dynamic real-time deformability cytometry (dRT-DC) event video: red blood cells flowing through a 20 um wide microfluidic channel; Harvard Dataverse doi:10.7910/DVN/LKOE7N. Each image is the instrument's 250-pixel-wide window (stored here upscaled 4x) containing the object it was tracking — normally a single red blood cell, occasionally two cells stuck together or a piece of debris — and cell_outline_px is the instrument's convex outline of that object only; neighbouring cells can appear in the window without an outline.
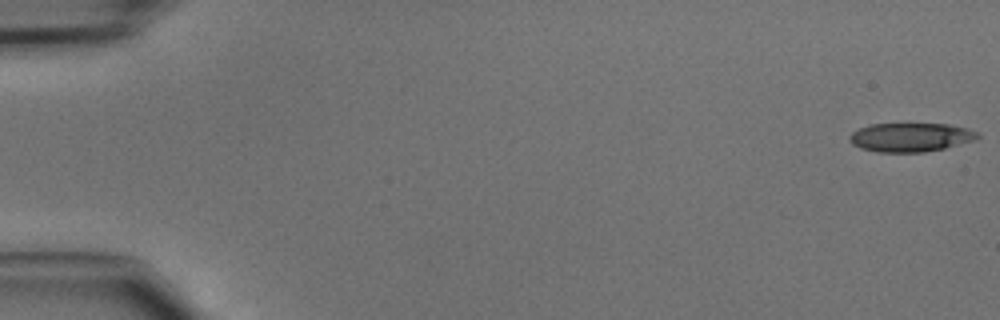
{"species": "common noctule bat (a hibernating species)", "species_latin": "Nyctalus noctula", "temperature_condition": "cold", "stored_images_in_passage": 47, "camera_frame_rate_fps": 3000, "um_per_image_px": 0.085, "animal": {"sex": "male", "body_mass_g": 15.6}, "frame": {"image": 1, "passage_image": 1, "time_ms": 0.0, "image_size_px": [1000, 320], "cell_outline_px": [[980, 136], [976, 140], [944, 148], [924, 152], [880, 152], [860, 148], [852, 144], [848, 140], [848, 136], [852, 132], [860, 128], [872, 124], [948, 124], [968, 128], [980, 132]], "centroid_in_image_um": [77.42, 11.67], "position_along_channel_um": 7.6, "area_um2": 21.62}}
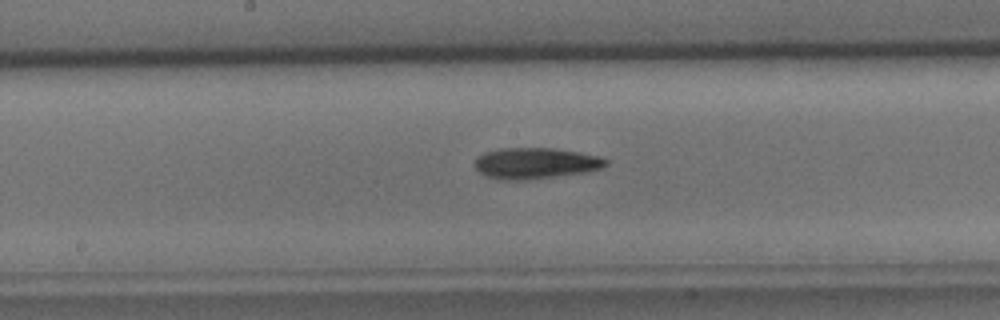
{"frame": {"image": 2, "passage_image": 25, "time_ms": 8.0, "image_size_px": [1000, 320], "cell_outline_px": [[608, 164], [600, 168], [588, 172], [524, 180], [504, 180], [488, 176], [480, 172], [472, 164], [476, 156], [484, 152], [500, 148], [552, 148], [580, 152], [600, 156], [608, 160]], "centroid_in_image_um": [45.5, 13.86], "position_along_channel_um": 202.7, "area_um2": 23.87}}
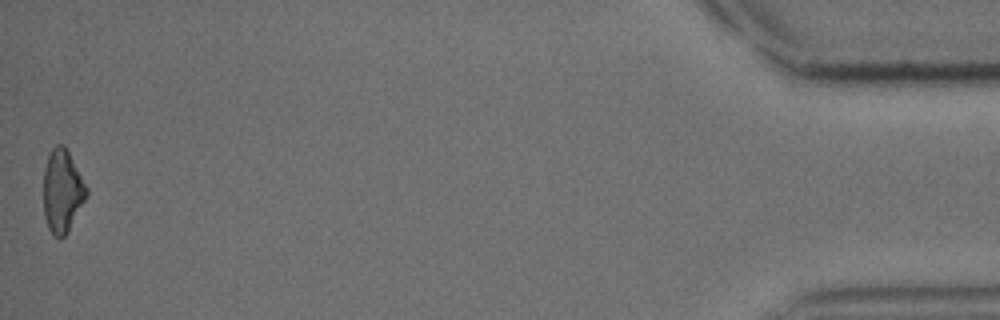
{"frame": {"image": 3, "passage_image": 47, "time_ms": 15.333, "image_size_px": [1000, 320], "cell_outline_px": [[88, 196], [68, 232], [60, 240], [48, 228], [44, 216], [44, 168], [48, 156], [52, 148], [56, 144], [64, 144], [88, 188]], "centroid_in_image_um": [5.31, 16.25], "position_along_channel_um": 429.9, "area_um2": 20.87}}